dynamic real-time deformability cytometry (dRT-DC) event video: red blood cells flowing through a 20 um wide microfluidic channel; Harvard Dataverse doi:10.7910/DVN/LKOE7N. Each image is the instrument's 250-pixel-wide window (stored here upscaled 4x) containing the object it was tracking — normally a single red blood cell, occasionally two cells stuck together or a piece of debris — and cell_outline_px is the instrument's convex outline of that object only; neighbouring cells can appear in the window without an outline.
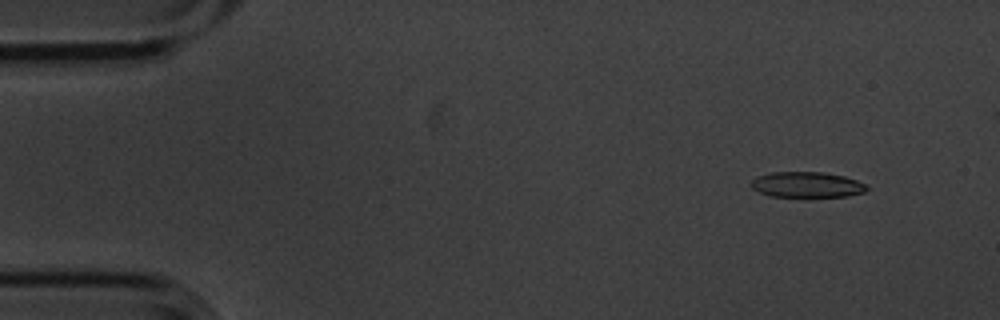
{"species": "common noctule bat (a hibernating species)", "species_latin": "Nyctalus noctula", "temperature_condition": "cold", "stored_images_in_passage": 5, "camera_frame_rate_fps": 3000, "um_per_image_px": 0.085, "animal": {"sex": "male", "body_mass_g": 20.1, "forearm_length_mm": 53.5}, "frame": {"image": 1, "passage_image": 1, "time_ms": 0.0, "image_size_px": [1000, 320], "cell_outline_px": [[868, 188], [864, 192], [848, 196], [812, 200], [768, 196], [752, 188], [752, 180], [756, 176], [772, 172], [824, 172], [844, 176], [856, 180], [864, 184]], "centroid_in_image_um": [68.58, 15.76], "position_along_channel_um": 16.4, "area_um2": 18.21}}
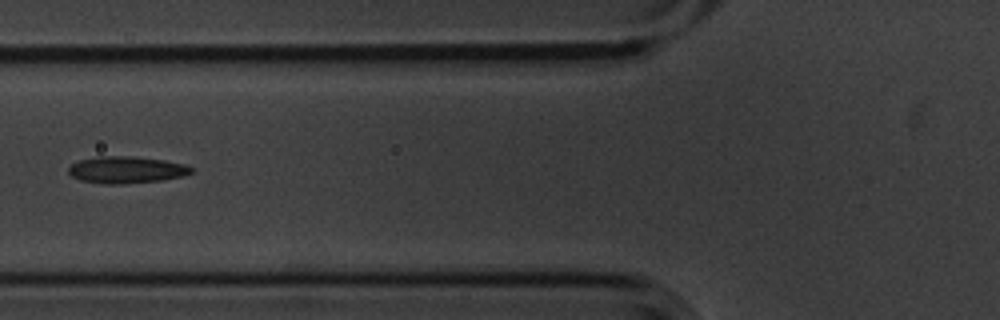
{"frame": {"image": 2, "passage_image": 5, "time_ms": 1.333, "image_size_px": [1000, 320], "cell_outline_px": [[196, 168], [192, 172], [184, 176], [164, 180], [124, 184], [104, 184], [80, 180], [72, 176], [68, 172], [68, 168], [72, 164], [80, 160], [100, 156], [136, 156], [164, 160], [184, 164]], "centroid_in_image_um": [10.78, 14.44], "position_along_channel_um": 115.0, "area_um2": 19.42}}